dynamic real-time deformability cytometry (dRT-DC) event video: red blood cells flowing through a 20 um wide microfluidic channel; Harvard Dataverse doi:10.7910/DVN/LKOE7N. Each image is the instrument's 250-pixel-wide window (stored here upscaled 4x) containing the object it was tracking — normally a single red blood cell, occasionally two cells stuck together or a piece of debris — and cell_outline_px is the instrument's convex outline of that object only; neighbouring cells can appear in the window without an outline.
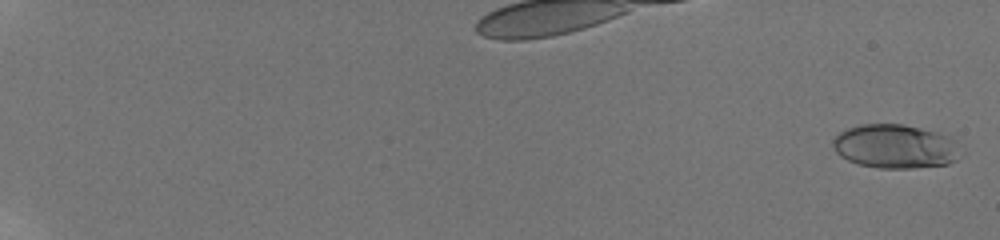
{"species": "human", "species_latin": "Homo sapiens", "temperature_condition": "room temperature", "stored_images_in_passage": 35, "camera_frame_rate_fps": 3000, "um_per_image_px": 0.085, "donor": {"sex": "male"}, "frame": {"image": 1, "passage_image": 1, "time_ms": 0.0, "image_size_px": [1000, 240], "cell_outline_px": [[964, 152], [956, 160], [948, 164], [912, 168], [880, 168], [856, 164], [840, 156], [832, 148], [832, 140], [840, 132], [848, 128], [860, 124], [904, 124], [952, 136], [956, 140]], "centroid_in_image_um": [76.14, 12.44], "position_along_channel_um": 8.9, "area_um2": 33.23}}
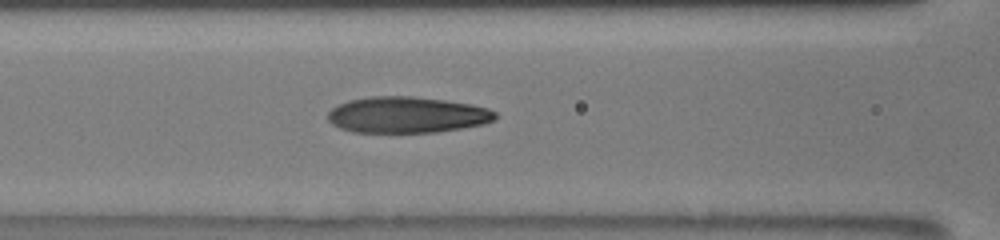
{"frame": {"image": 2, "passage_image": 18, "time_ms": 9.667, "image_size_px": [1000, 240], "cell_outline_px": [[496, 120], [484, 124], [436, 132], [352, 132], [340, 128], [332, 124], [328, 120], [328, 112], [332, 108], [348, 100], [372, 96], [412, 96], [444, 100], [472, 104], [488, 108], [496, 112]], "centroid_in_image_um": [34.6, 9.76], "position_along_channel_um": 132.0, "area_um2": 35.32}}
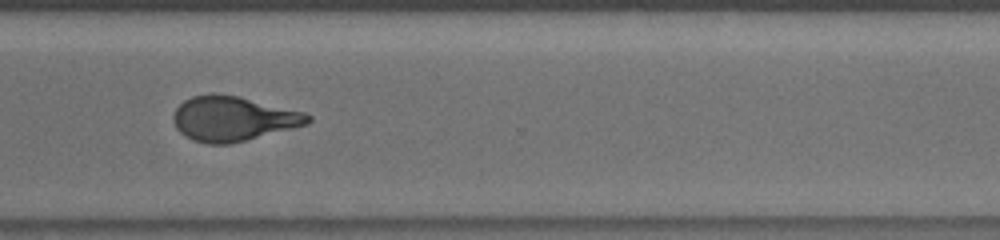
{"frame": {"image": 3, "passage_image": 27, "time_ms": 15.333, "image_size_px": [1000, 240], "cell_outline_px": [[312, 120], [308, 124], [228, 144], [208, 144], [192, 140], [184, 136], [176, 128], [172, 120], [172, 116], [176, 108], [184, 100], [192, 96], [212, 92], [236, 96], [304, 112], [312, 116]], "centroid_in_image_um": [19.76, 10.08], "position_along_channel_um": 350.8, "area_um2": 34.91}, "authors_computed_cell_mechanics": {"area_um2": 34.2176, "velocity_mm_per_s": 3.8766, "shape_relaxation_time_tau1_ms": 7.064, "shape_relaxation_time_tau2_ms": 1.3606, "deformation_change_tau1": 0.2372, "deformation_change_tau2": 0.0909}}